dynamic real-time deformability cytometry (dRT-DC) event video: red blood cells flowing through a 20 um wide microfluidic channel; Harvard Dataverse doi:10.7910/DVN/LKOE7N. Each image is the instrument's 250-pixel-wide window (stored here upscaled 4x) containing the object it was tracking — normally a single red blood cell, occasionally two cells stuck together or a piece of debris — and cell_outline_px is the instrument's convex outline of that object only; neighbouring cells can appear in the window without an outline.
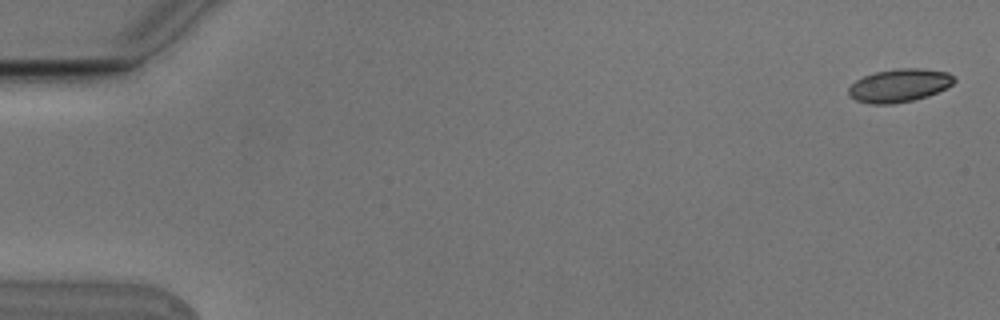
{"species": "Egyptian fruit bat (a non-hibernating species)", "species_latin": "Rousettus aegyptiacus", "temperature_condition": "cold", "stored_images_in_passage": 5, "camera_frame_rate_fps": 3000, "um_per_image_px": 0.085, "animal": {"sex": "male"}, "frame": {"image": 1, "passage_image": 1, "time_ms": 0.0, "image_size_px": [1000, 320], "cell_outline_px": [[956, 80], [952, 84], [928, 96], [912, 100], [892, 104], [868, 104], [856, 100], [848, 96], [848, 88], [856, 80], [864, 76], [876, 72], [896, 68], [920, 68], [948, 72]], "centroid_in_image_um": [76.4, 7.26], "position_along_channel_um": 8.6, "area_um2": 20.35}}
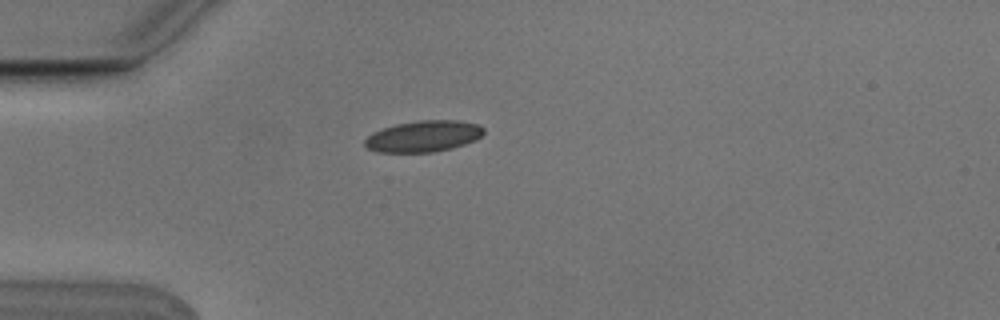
{"frame": {"image": 2, "passage_image": 5, "time_ms": 1.333, "image_size_px": [1000, 320], "cell_outline_px": [[484, 132], [476, 140], [452, 148], [432, 152], [376, 152], [368, 148], [364, 144], [364, 140], [372, 132], [396, 124], [420, 120], [460, 120], [480, 124], [484, 128]], "centroid_in_image_um": [36.01, 11.57], "position_along_channel_um": 49.0, "area_um2": 21.73}}